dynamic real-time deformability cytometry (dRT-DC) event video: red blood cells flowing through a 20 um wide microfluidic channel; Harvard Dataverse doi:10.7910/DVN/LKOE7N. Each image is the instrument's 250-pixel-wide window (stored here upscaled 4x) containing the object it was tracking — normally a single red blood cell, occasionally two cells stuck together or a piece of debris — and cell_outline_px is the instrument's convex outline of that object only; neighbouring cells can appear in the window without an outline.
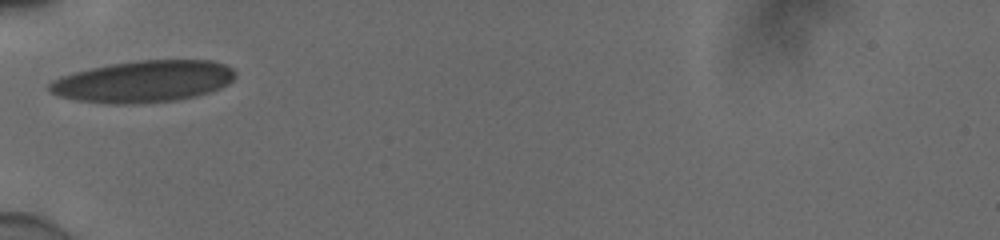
{"species": "human", "species_latin": "Homo sapiens", "temperature_condition": "cold", "stored_images_in_passage": 27, "camera_frame_rate_fps": 3000, "um_per_image_px": 0.085, "donor": {"sex": "male"}, "frame": {"image": 1, "passage_image": 1, "time_ms": 0.0, "image_size_px": [1000, 240], "cell_outline_px": [[236, 76], [228, 84], [220, 88], [196, 96], [176, 100], [136, 104], [112, 104], [76, 100], [60, 96], [52, 92], [48, 88], [48, 84], [52, 80], [60, 76], [92, 68], [112, 64], [136, 60], [212, 60], [224, 64], [232, 68], [236, 72]], "centroid_in_image_um": [12.21, 6.92], "position_along_channel_um": 72.8, "area_um2": 45.14}}
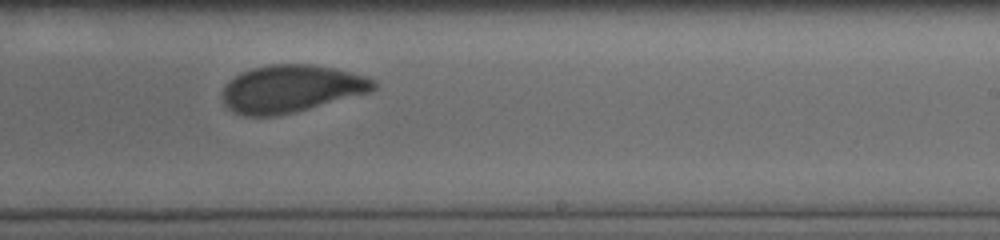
{"frame": {"image": 2, "passage_image": 16, "time_ms": 5.0, "image_size_px": [1000, 240], "cell_outline_px": [[376, 88], [368, 92], [292, 112], [276, 116], [244, 116], [232, 112], [224, 104], [224, 88], [240, 72], [252, 68], [268, 64], [312, 64], [336, 68], [364, 76], [376, 80]], "centroid_in_image_um": [24.73, 7.53], "position_along_channel_um": 264.3, "area_um2": 41.27}}
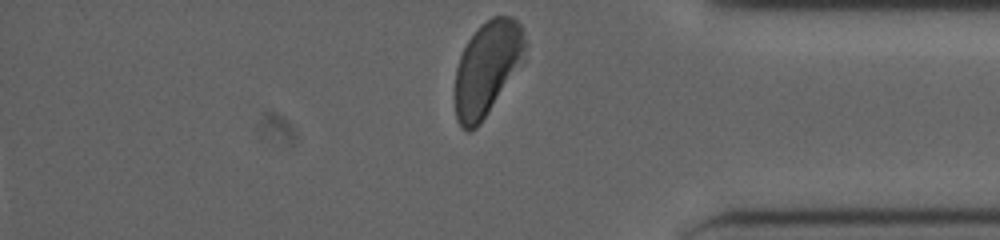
{"frame": {"image": 3, "passage_image": 27, "time_ms": 8.667, "image_size_px": [1000, 240], "cell_outline_px": [[524, 60], [480, 124], [476, 128], [468, 132], [460, 128], [456, 120], [456, 68], [460, 56], [468, 40], [476, 28], [480, 24], [492, 16], [512, 16], [520, 24], [524, 32]], "centroid_in_image_um": [41.4, 5.79], "position_along_channel_um": 393.8, "area_um2": 38.21}, "authors_computed_cell_mechanics": {"area_um2": 42.4252, "velocity_mm_per_s": 3.8655, "shape_relaxation_time_tau1_ms": 4.6484, "shape_relaxation_time_tau2_ms": 0.9841, "deformation_change_tau1": 0.1411, "deformation_change_tau2": 0.0745}}